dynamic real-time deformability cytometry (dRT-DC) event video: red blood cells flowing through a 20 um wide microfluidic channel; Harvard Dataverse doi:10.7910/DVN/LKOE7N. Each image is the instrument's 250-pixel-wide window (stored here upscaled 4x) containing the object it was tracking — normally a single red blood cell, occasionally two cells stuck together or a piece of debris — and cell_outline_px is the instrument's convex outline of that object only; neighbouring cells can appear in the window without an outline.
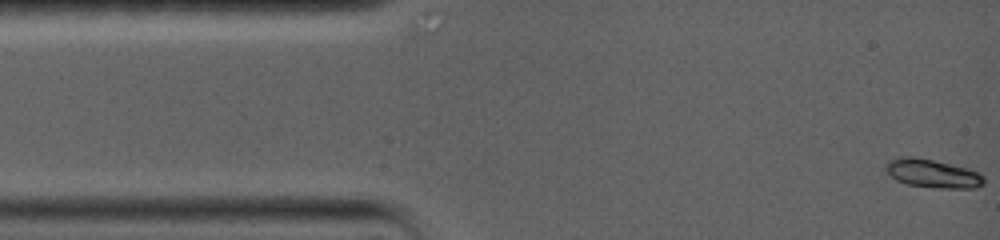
{"species": "common noctule bat (a hibernating species)", "species_latin": "Nyctalus noctula", "temperature_condition": "warm", "stored_images_in_passage": 58, "camera_frame_rate_fps": 5000, "um_per_image_px": 0.085, "animal": {"sex": "female", "body_mass_g": 19.0, "forearm_length_mm": 56.7}, "frame": {"image": 1, "passage_image": 1, "time_ms": 0.0, "image_size_px": [1000, 240], "cell_outline_px": [[984, 184], [976, 188], [940, 188], [908, 184], [896, 180], [884, 168], [884, 164], [896, 156], [912, 156], [932, 160], [968, 168], [984, 176]], "centroid_in_image_um": [79.25, 14.74], "position_along_channel_um": 5.8, "area_um2": 16.24}}
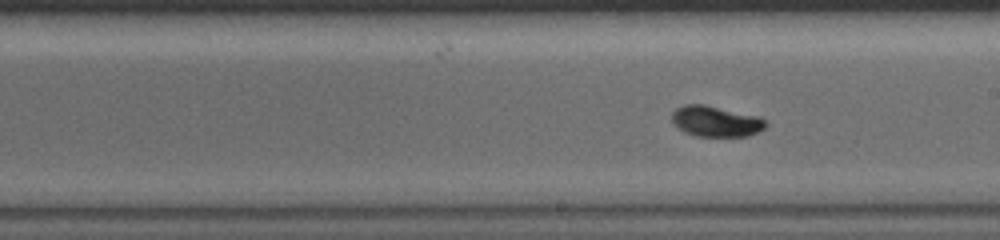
{"frame": {"image": 2, "passage_image": 34, "time_ms": 8.2, "image_size_px": [1000, 240], "cell_outline_px": [[768, 124], [764, 128], [748, 136], [696, 136], [684, 132], [672, 120], [672, 112], [676, 108], [684, 104], [704, 104], [760, 116]], "centroid_in_image_um": [60.85, 10.3], "position_along_channel_um": 228.1, "area_um2": 16.76}}
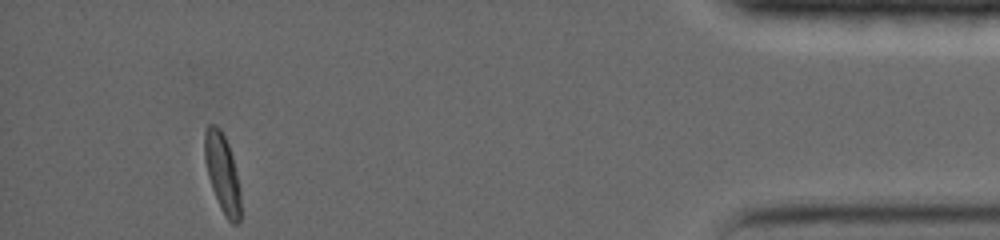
{"frame": {"image": 3, "passage_image": 58, "time_ms": 15.2, "image_size_px": [1000, 240], "cell_outline_px": [[240, 220], [236, 224], [232, 224], [228, 220], [220, 208], [212, 188], [208, 176], [204, 160], [204, 132], [208, 124], [216, 124], [220, 128], [228, 144], [232, 156], [240, 188]], "centroid_in_image_um": [18.88, 14.68], "position_along_channel_um": 416.3, "area_um2": 16.59}, "authors_computed_cell_mechanics": {"area_um2": 16.5308, "velocity_mm_per_s": 3.735, "shape_relaxation_time_tau1_ms": 2.6496, "shape_relaxation_time_tau2_ms": null, "deformation_change_tau1": 0.1445, "deformation_change_tau2": null}}